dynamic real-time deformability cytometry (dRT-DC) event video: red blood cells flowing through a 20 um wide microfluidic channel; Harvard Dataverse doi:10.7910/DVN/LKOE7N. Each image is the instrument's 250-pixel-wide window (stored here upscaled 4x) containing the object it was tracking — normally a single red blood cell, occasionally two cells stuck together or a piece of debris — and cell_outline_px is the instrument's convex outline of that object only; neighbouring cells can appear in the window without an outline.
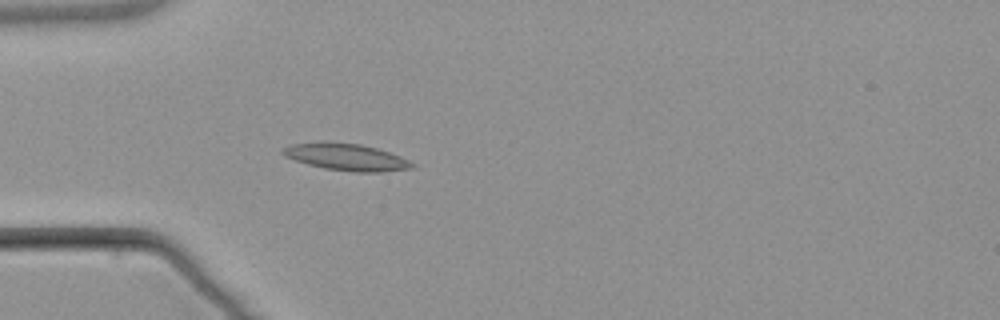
{"species": "common noctule bat (a hibernating species)", "species_latin": "Nyctalus noctula", "temperature_condition": "warm", "stored_images_in_passage": 5, "camera_frame_rate_fps": 3000, "um_per_image_px": 0.085, "animal": {"sex": "male", "body_mass_g": 21.5, "forearm_length_mm": 52.0}, "frame": {"image": 1, "passage_image": 5, "time_ms": 5.333, "image_size_px": [1000, 320], "cell_outline_px": [[416, 164], [412, 168], [380, 172], [352, 172], [324, 168], [308, 164], [284, 156], [280, 152], [284, 148], [292, 144], [324, 140], [360, 144], [376, 148], [400, 156]], "centroid_in_image_um": [29.41, 13.33], "position_along_channel_um": 55.6, "area_um2": 20.4}}